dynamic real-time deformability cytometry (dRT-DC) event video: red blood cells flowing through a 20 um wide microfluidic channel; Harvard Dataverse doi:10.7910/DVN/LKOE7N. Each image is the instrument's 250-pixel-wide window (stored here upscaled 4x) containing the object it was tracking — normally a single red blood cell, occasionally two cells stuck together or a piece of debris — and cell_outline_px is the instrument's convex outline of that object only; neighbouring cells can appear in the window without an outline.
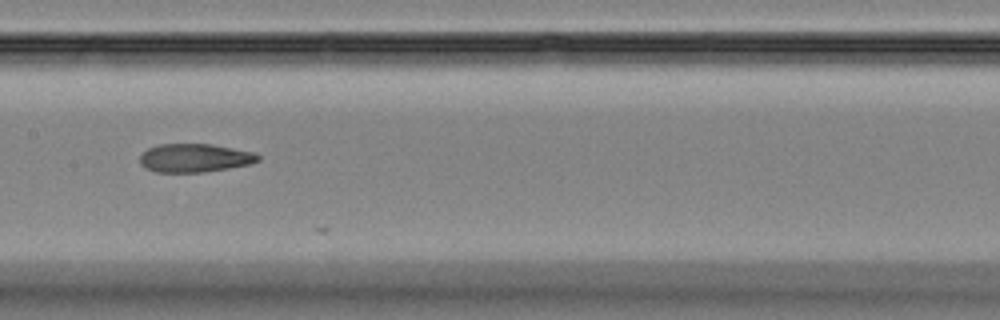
{"species": "Egyptian fruit bat (a non-hibernating species)", "species_latin": "Rousettus aegyptiacus", "temperature_condition": "room temperature", "stored_images_in_passage": 17, "camera_frame_rate_fps": 3000, "um_per_image_px": 0.085, "animal": {"sex": "female"}, "frame": {"image": 1, "passage_image": 13, "time_ms": 4.0, "image_size_px": [1000, 320], "cell_outline_px": [[260, 160], [252, 164], [204, 172], [156, 172], [144, 168], [140, 164], [140, 156], [148, 148], [160, 144], [212, 144], [256, 152], [260, 156]], "centroid_in_image_um": [16.58, 13.42], "position_along_channel_um": 190.8, "area_um2": 19.77}}
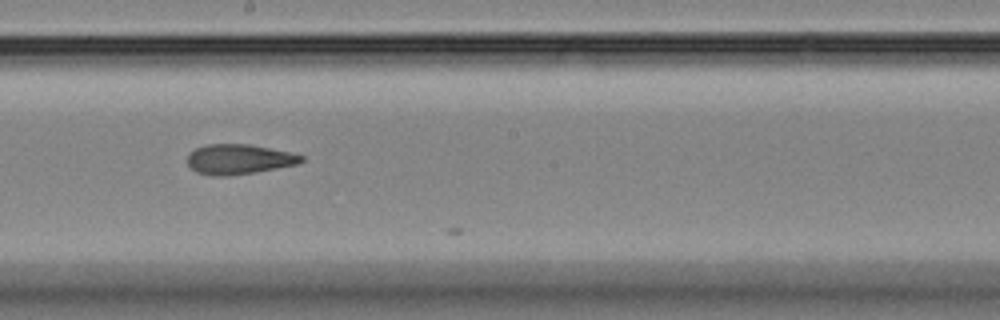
{"frame": {"image": 2, "passage_image": 16, "time_ms": 5.0, "image_size_px": [1000, 320], "cell_outline_px": [[304, 160], [300, 164], [256, 172], [228, 176], [212, 176], [196, 172], [188, 164], [188, 156], [196, 148], [208, 144], [248, 144], [292, 152], [304, 156]], "centroid_in_image_um": [20.36, 13.54], "position_along_channel_um": 227.8, "area_um2": 20.0}}